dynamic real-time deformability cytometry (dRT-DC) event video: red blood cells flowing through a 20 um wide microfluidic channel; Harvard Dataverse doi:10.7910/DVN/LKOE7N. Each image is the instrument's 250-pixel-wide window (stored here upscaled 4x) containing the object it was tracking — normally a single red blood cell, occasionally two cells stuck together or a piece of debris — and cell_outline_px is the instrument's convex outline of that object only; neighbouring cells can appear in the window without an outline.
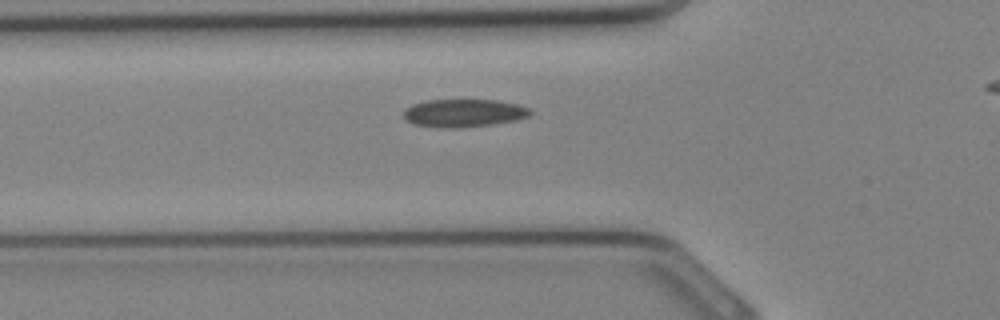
{"species": "Egyptian fruit bat (a non-hibernating species)", "species_latin": "Rousettus aegyptiacus", "temperature_condition": "cold", "stored_images_in_passage": 25, "camera_frame_rate_fps": 3000, "um_per_image_px": 0.085, "animal": {"sex": "female"}, "frame": {"image": 1, "passage_image": 7, "time_ms": 2.0, "image_size_px": [1000, 320], "cell_outline_px": [[532, 112], [528, 116], [516, 120], [492, 124], [456, 128], [440, 128], [412, 124], [404, 116], [404, 108], [412, 104], [428, 100], [496, 100], [516, 104], [532, 108]], "centroid_in_image_um": [39.41, 9.61], "position_along_channel_um": 86.4, "area_um2": 20.63}}
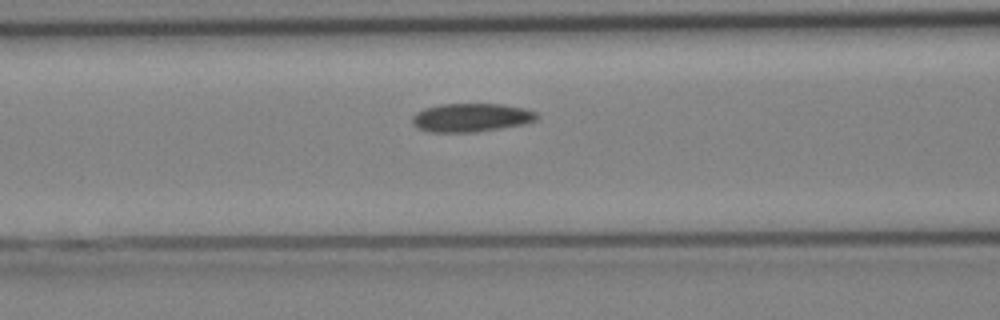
{"frame": {"image": 2, "passage_image": 9, "time_ms": 2.667, "image_size_px": [1000, 320], "cell_outline_px": [[540, 116], [536, 120], [524, 124], [476, 132], [428, 132], [420, 128], [412, 120], [412, 116], [416, 112], [424, 108], [440, 104], [504, 104], [524, 108], [536, 112]], "centroid_in_image_um": [40.08, 9.98], "position_along_channel_um": 126.5, "area_um2": 20.69}}
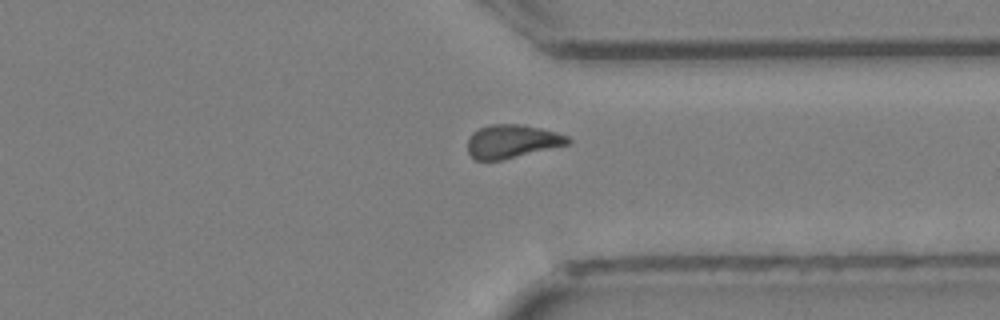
{"frame": {"image": 3, "passage_image": 21, "time_ms": 6.667, "image_size_px": [1000, 320], "cell_outline_px": [[572, 144], [504, 160], [476, 160], [468, 152], [468, 136], [472, 132], [480, 128], [492, 124], [524, 124], [556, 132], [568, 136], [572, 140]], "centroid_in_image_um": [43.57, 12.02], "position_along_channel_um": 367.8, "area_um2": 19.88}}